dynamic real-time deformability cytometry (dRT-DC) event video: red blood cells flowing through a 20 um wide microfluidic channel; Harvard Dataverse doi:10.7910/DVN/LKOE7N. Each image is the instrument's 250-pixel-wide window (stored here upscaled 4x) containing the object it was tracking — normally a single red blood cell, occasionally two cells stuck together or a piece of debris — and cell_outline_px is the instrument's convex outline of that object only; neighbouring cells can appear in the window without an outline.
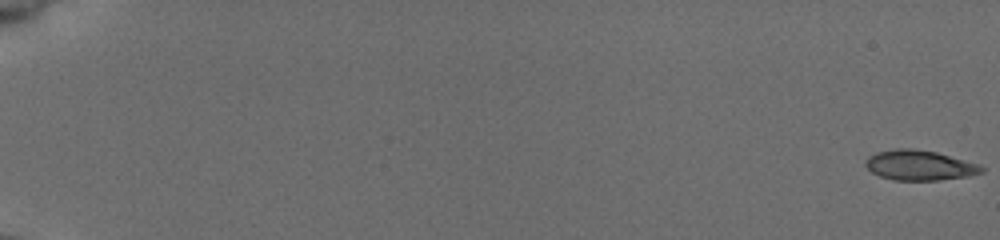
{"species": "common noctule bat (a hibernating species)", "species_latin": "Nyctalus noctula", "temperature_condition": "cold", "stored_images_in_passage": 55, "camera_frame_rate_fps": 3000, "um_per_image_px": 0.085, "animal": {"sex": "female", "body_mass_g": 19.5, "forearm_length_mm": 54.1}, "frame": {"image": 1, "passage_image": 1, "time_ms": 0.0, "image_size_px": [1000, 240], "cell_outline_px": [[984, 172], [968, 176], [940, 180], [892, 180], [880, 176], [872, 172], [864, 164], [864, 160], [868, 156], [876, 152], [896, 148], [912, 148], [936, 152], [980, 164], [984, 168]], "centroid_in_image_um": [78.15, 14.04], "position_along_channel_um": 6.9, "area_um2": 20.46}}
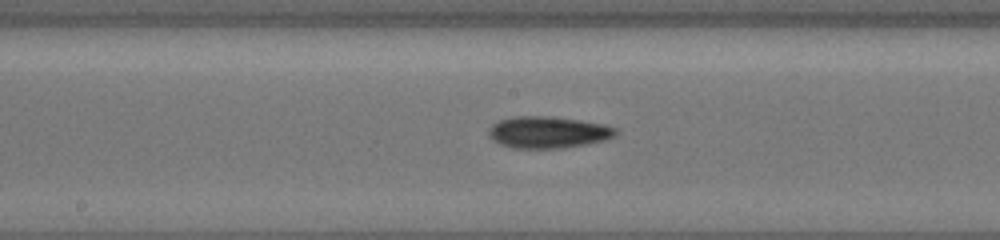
{"frame": {"image": 2, "passage_image": 32, "time_ms": 10.333, "image_size_px": [1000, 240], "cell_outline_px": [[616, 136], [604, 140], [588, 144], [564, 148], [512, 148], [500, 144], [488, 136], [488, 128], [492, 124], [500, 120], [516, 116], [548, 116], [580, 120], [604, 124], [616, 128]], "centroid_in_image_um": [46.58, 11.24], "position_along_channel_um": 201.6, "area_um2": 23.58}}
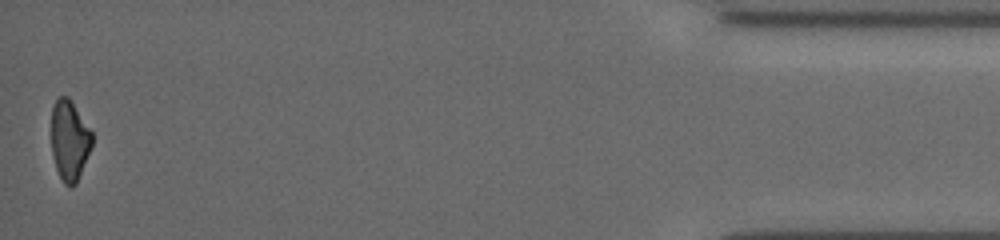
{"frame": {"image": 3, "passage_image": 55, "time_ms": 18.0, "image_size_px": [1000, 240], "cell_outline_px": [[92, 144], [76, 184], [72, 188], [68, 188], [64, 184], [56, 168], [52, 152], [52, 108], [56, 100], [60, 96], [68, 96], [92, 132]], "centroid_in_image_um": [5.9, 11.95], "position_along_channel_um": 429.3, "area_um2": 18.79}, "authors_computed_cell_mechanics": {"area_um2": 20.808, "velocity_mm_per_s": 3.9346, "shape_relaxation_time_tau1_ms": 4.1061, "shape_relaxation_time_tau2_ms": null, "deformation_change_tau1": 0.1091, "deformation_change_tau2": null}}